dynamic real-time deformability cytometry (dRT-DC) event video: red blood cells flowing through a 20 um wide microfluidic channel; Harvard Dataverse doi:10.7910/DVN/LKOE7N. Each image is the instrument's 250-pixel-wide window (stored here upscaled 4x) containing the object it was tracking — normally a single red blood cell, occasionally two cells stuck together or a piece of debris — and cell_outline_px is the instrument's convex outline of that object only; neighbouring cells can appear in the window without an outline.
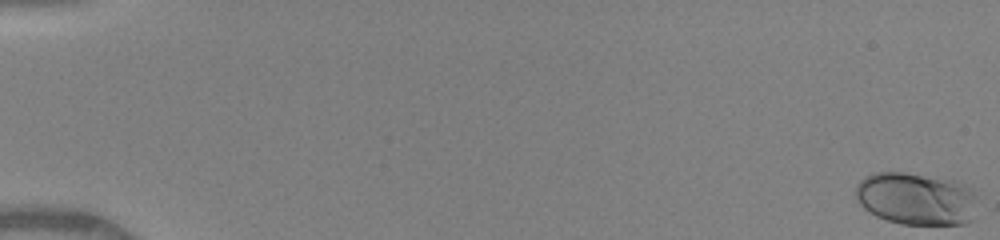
{"species": "human", "species_latin": "Homo sapiens", "temperature_condition": "warm", "stored_images_in_passage": 46, "camera_frame_rate_fps": 3000, "um_per_image_px": 0.085, "donor": {"sex": "female"}, "frame": {"image": 1, "passage_image": 1, "time_ms": 0.0, "image_size_px": [1000, 240], "cell_outline_px": [[976, 196], [972, 220], [964, 224], [900, 224], [876, 216], [868, 212], [860, 204], [856, 196], [856, 184], [864, 176], [876, 172], [904, 172], [952, 180], [972, 188]], "centroid_in_image_um": [77.85, 16.89], "position_along_channel_um": 7.2, "area_um2": 37.28}}
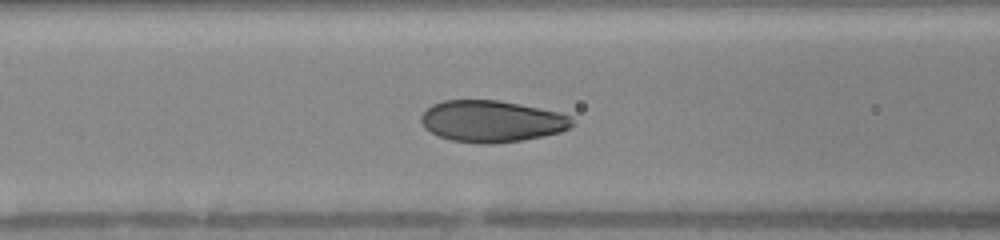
{"frame": {"image": 2, "passage_image": 23, "time_ms": 7.333, "image_size_px": [1000, 240], "cell_outline_px": [[572, 124], [568, 128], [560, 132], [520, 140], [492, 144], [480, 144], [452, 140], [440, 136], [424, 128], [420, 120], [420, 116], [432, 104], [444, 100], [496, 100], [520, 104], [556, 112], [572, 116]], "centroid_in_image_um": [41.75, 10.3], "position_along_channel_um": 124.8, "area_um2": 36.3}}
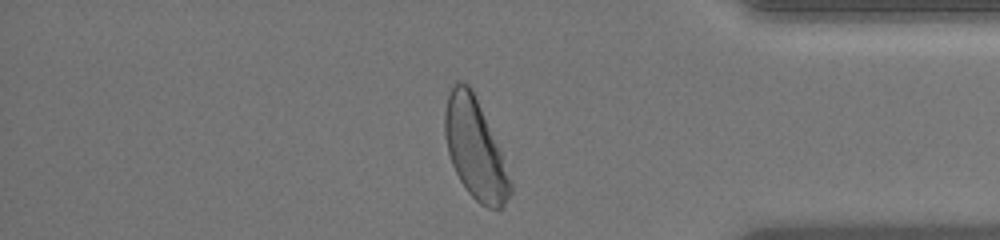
{"frame": {"image": 3, "passage_image": 44, "time_ms": 14.333, "image_size_px": [1000, 240], "cell_outline_px": [[512, 192], [504, 204], [500, 208], [488, 208], [480, 204], [468, 192], [460, 180], [452, 164], [448, 152], [444, 132], [444, 112], [448, 96], [456, 80], [460, 80], [468, 84], [476, 100], [500, 152], [512, 184]], "centroid_in_image_um": [40.35, 12.69], "position_along_channel_um": 394.9, "area_um2": 36.99}, "authors_computed_cell_mechanics": {"area_um2": 36.4718, "velocity_mm_per_s": 4.0972, "shape_relaxation_time_tau1_ms": 2.8309, "shape_relaxation_time_tau2_ms": null, "deformation_change_tau1": 0.1626, "deformation_change_tau2": null}}